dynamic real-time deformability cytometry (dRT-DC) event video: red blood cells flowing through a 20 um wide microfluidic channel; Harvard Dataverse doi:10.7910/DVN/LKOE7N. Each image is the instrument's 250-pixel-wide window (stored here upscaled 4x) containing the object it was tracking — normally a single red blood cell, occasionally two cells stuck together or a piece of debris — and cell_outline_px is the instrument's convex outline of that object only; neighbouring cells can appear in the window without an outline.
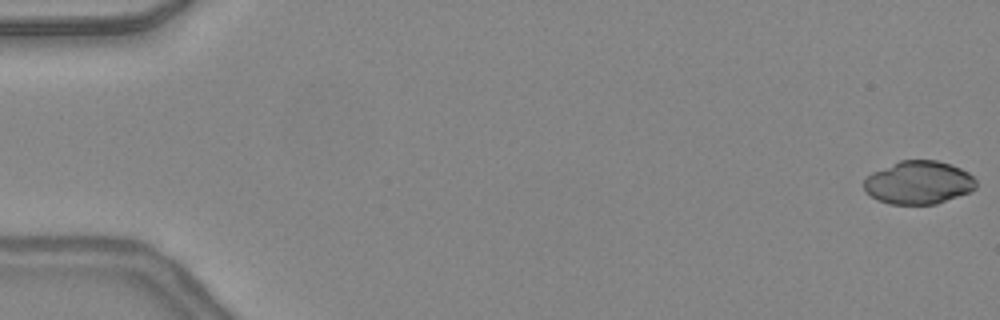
{"species": "common noctule bat (a hibernating species)", "species_latin": "Nyctalus noctula", "temperature_condition": "warm", "stored_images_in_passage": 38, "camera_frame_rate_fps": 3000, "um_per_image_px": 0.085, "animal": {"sex": "female", "body_mass_g": 24.6, "forearm_length_mm": 56.2}, "frame": {"image": 1, "passage_image": 1, "time_ms": 0.0, "image_size_px": [1000, 320], "cell_outline_px": [[976, 188], [968, 192], [936, 204], [888, 204], [876, 200], [864, 188], [864, 180], [872, 172], [900, 160], [936, 160], [960, 168], [968, 172], [976, 180]], "centroid_in_image_um": [78.07, 15.52], "position_along_channel_um": 6.9, "area_um2": 28.03}}
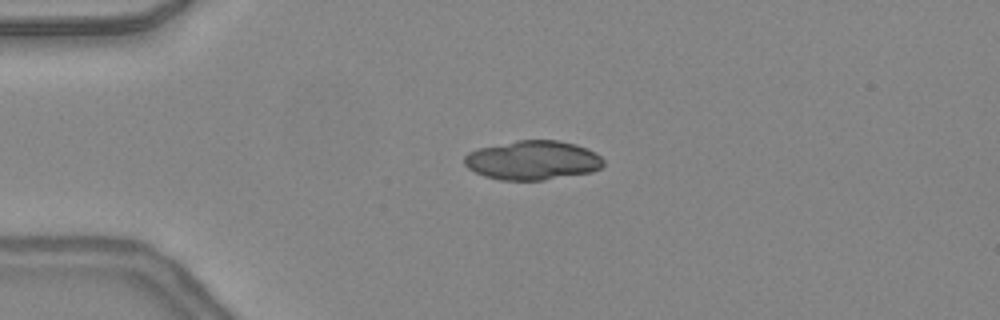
{"frame": {"image": 2, "passage_image": 12, "time_ms": 3.667, "image_size_px": [1000, 320], "cell_outline_px": [[604, 164], [600, 168], [592, 172], [544, 180], [500, 180], [484, 176], [468, 168], [464, 164], [464, 156], [468, 152], [476, 148], [516, 140], [560, 140], [576, 144], [588, 148], [596, 152], [604, 160]], "centroid_in_image_um": [45.28, 13.61], "position_along_channel_um": 39.7, "area_um2": 32.14}}